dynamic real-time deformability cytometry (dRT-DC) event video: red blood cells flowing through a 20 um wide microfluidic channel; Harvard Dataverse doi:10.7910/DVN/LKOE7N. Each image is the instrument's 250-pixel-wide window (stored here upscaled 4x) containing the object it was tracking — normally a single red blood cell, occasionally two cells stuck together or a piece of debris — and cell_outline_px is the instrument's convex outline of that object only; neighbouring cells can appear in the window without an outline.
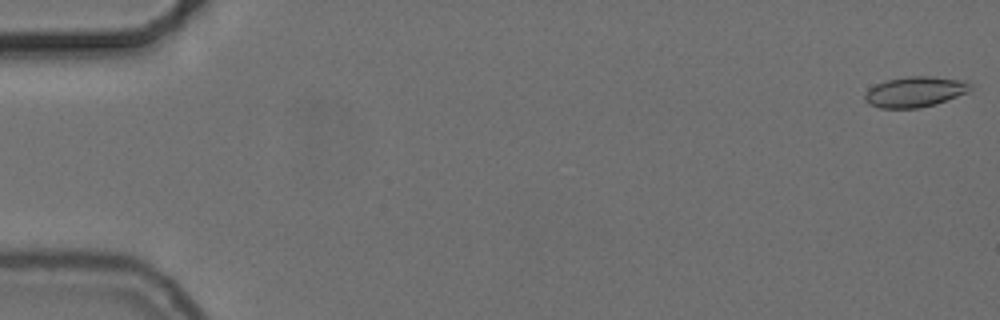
{"species": "common noctule bat (a hibernating species)", "species_latin": "Nyctalus noctula", "temperature_condition": "cold", "stored_images_in_passage": 56, "camera_frame_rate_fps": 3000, "um_per_image_px": 0.085, "animal": {"sex": "female", "body_mass_g": 24.6, "forearm_length_mm": 56.2}, "frame": {"image": 1, "passage_image": 1, "time_ms": 0.0, "image_size_px": [1000, 320], "cell_outline_px": [[972, 88], [968, 92], [936, 104], [920, 108], [880, 108], [868, 104], [864, 100], [864, 96], [868, 88], [876, 84], [888, 80], [908, 76], [932, 76], [964, 80], [972, 84]], "centroid_in_image_um": [77.78, 7.8], "position_along_channel_um": 7.2, "area_um2": 18.9}}
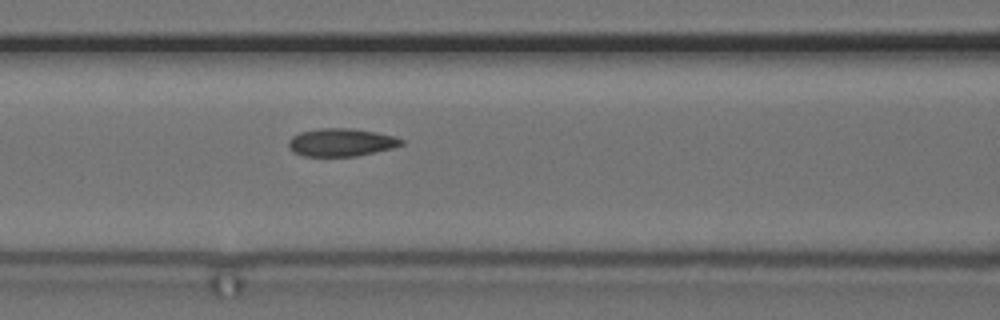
{"frame": {"image": 2, "passage_image": 24, "time_ms": 7.667, "image_size_px": [1000, 320], "cell_outline_px": [[404, 144], [392, 148], [356, 156], [304, 156], [292, 152], [288, 148], [288, 140], [292, 136], [300, 132], [320, 128], [348, 128], [376, 132], [396, 136], [404, 140]], "centroid_in_image_um": [28.98, 12.1], "position_along_channel_um": 137.6, "area_um2": 18.44}}
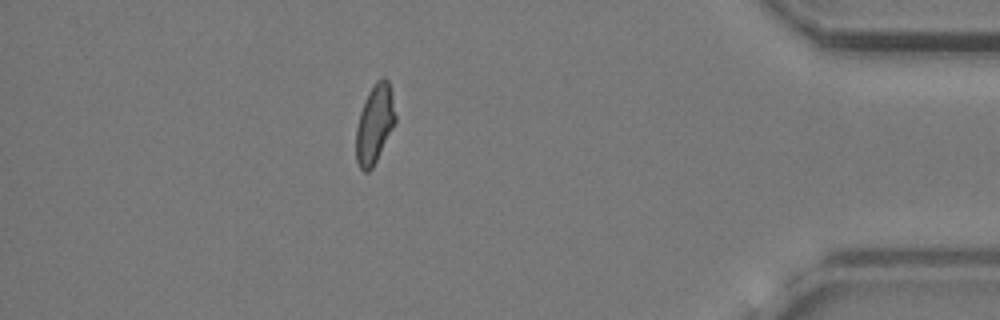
{"frame": {"image": 3, "passage_image": 49, "time_ms": 16.0, "image_size_px": [1000, 320], "cell_outline_px": [[396, 120], [372, 168], [368, 172], [364, 172], [360, 168], [356, 160], [356, 128], [360, 112], [364, 100], [368, 92], [376, 80], [384, 76], [388, 80], [392, 92], [396, 116]], "centroid_in_image_um": [31.84, 10.5], "position_along_channel_um": 403.4, "area_um2": 17.98}, "authors_computed_cell_mechanics": {"area_um2": 18.4382, "velocity_mm_per_s": 3.7166, "shape_relaxation_time_tau1_ms": null, "shape_relaxation_time_tau2_ms": 2.0524, "deformation_change_tau1": null, "deformation_change_tau2": 0.0801}}